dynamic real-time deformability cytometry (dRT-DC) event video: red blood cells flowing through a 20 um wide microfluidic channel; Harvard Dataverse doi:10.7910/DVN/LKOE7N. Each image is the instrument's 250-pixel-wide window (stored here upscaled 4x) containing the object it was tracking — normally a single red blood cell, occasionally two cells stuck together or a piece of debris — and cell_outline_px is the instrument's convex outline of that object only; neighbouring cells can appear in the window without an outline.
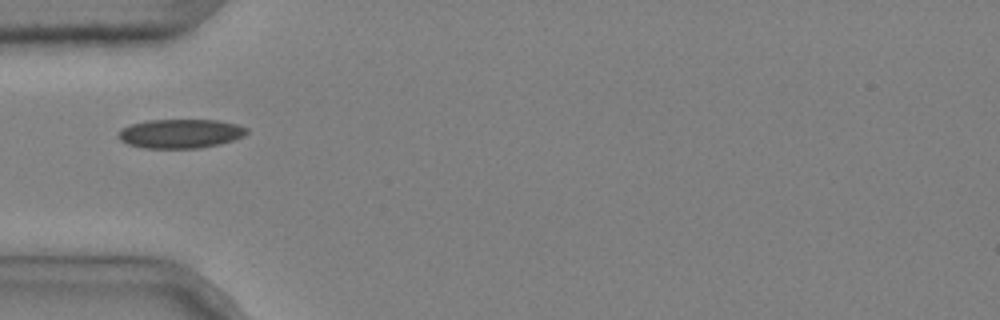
{"species": "common noctule bat (a hibernating species)", "species_latin": "Nyctalus noctula", "temperature_condition": "cold", "stored_images_in_passage": 8, "camera_frame_rate_fps": 3000, "um_per_image_px": 0.085, "animal": {"sex": "male", "body_mass_g": 20.4}, "frame": {"image": 1, "passage_image": 4, "time_ms": 1.0, "image_size_px": [1000, 320], "cell_outline_px": [[248, 132], [244, 136], [220, 144], [200, 148], [144, 148], [128, 144], [120, 140], [120, 128], [132, 124], [148, 120], [216, 120], [236, 124], [248, 128]], "centroid_in_image_um": [15.36, 11.36], "position_along_channel_um": 69.6, "area_um2": 21.68}}
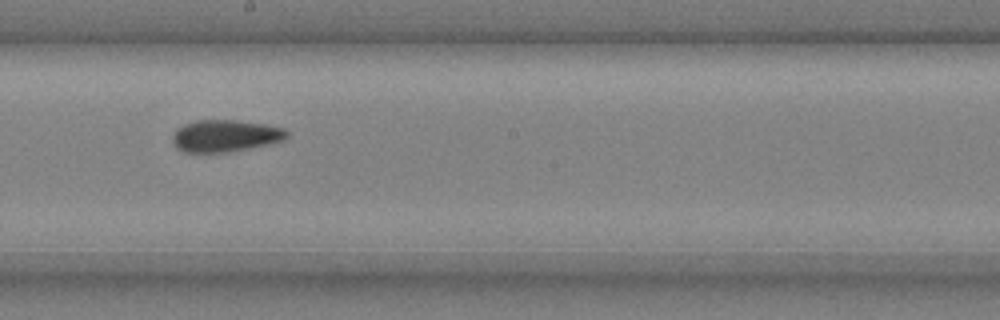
{"frame": {"image": 2, "passage_image": 8, "time_ms": 2.333, "image_size_px": [1000, 320], "cell_outline_px": [[288, 136], [284, 140], [248, 148], [228, 152], [184, 152], [176, 148], [172, 140], [172, 136], [176, 128], [184, 124], [196, 120], [232, 120], [264, 124], [284, 128], [288, 132]], "centroid_in_image_um": [19.11, 11.54], "position_along_channel_um": 229.1, "area_um2": 21.21}}